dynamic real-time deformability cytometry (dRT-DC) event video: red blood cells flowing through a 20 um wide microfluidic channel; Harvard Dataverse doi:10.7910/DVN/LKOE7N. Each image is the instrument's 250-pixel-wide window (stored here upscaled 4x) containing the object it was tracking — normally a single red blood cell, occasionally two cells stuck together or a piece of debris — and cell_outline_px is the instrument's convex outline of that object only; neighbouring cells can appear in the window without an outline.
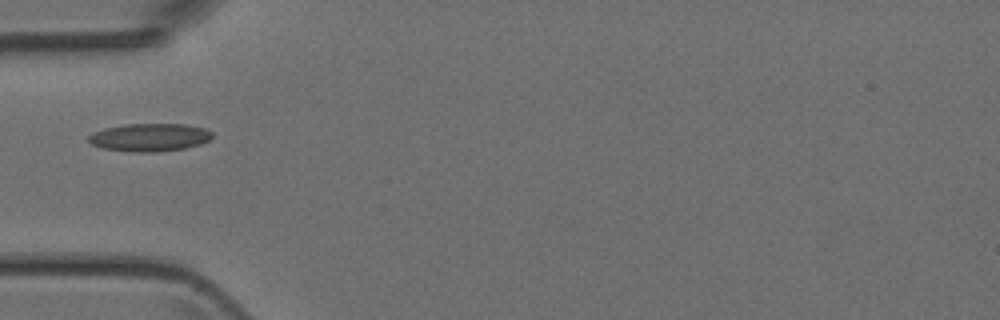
{"species": "Egyptian fruit bat (a non-hibernating species)", "species_latin": "Rousettus aegyptiacus", "temperature_condition": "room temperature", "stored_images_in_passage": 33, "camera_frame_rate_fps": 3000, "um_per_image_px": 0.085, "animal": {"sex": "female"}, "frame": {"image": 1, "passage_image": 1, "time_ms": 0.0, "image_size_px": [1000, 320], "cell_outline_px": [[212, 136], [208, 140], [200, 144], [184, 148], [152, 152], [132, 152], [104, 148], [92, 144], [88, 140], [88, 136], [92, 132], [104, 128], [128, 124], [184, 124], [204, 128], [212, 132]], "centroid_in_image_um": [12.7, 11.67], "position_along_channel_um": 72.3, "area_um2": 19.94}}
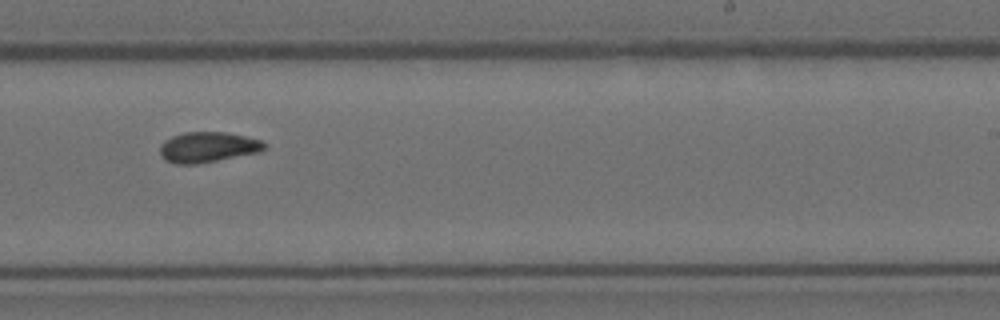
{"frame": {"image": 2, "passage_image": 15, "time_ms": 4.667, "image_size_px": [1000, 320], "cell_outline_px": [[264, 148], [256, 152], [196, 164], [176, 164], [164, 160], [160, 156], [160, 144], [164, 140], [172, 136], [184, 132], [228, 132], [264, 140]], "centroid_in_image_um": [17.6, 12.49], "position_along_channel_um": 271.4, "area_um2": 18.44}}
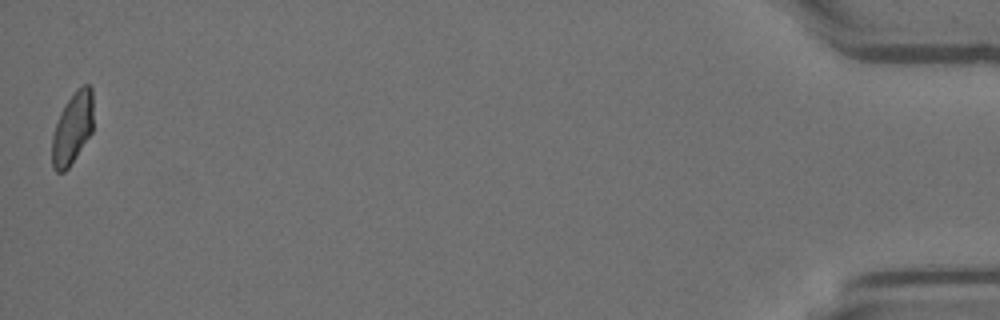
{"frame": {"image": 3, "passage_image": 33, "time_ms": 10.667, "image_size_px": [1000, 320], "cell_outline_px": [[92, 132], [68, 168], [64, 172], [56, 172], [52, 168], [52, 136], [60, 112], [64, 104], [76, 88], [84, 84], [88, 84], [92, 88]], "centroid_in_image_um": [6.14, 10.88], "position_along_channel_um": 429.1, "area_um2": 17.28}}